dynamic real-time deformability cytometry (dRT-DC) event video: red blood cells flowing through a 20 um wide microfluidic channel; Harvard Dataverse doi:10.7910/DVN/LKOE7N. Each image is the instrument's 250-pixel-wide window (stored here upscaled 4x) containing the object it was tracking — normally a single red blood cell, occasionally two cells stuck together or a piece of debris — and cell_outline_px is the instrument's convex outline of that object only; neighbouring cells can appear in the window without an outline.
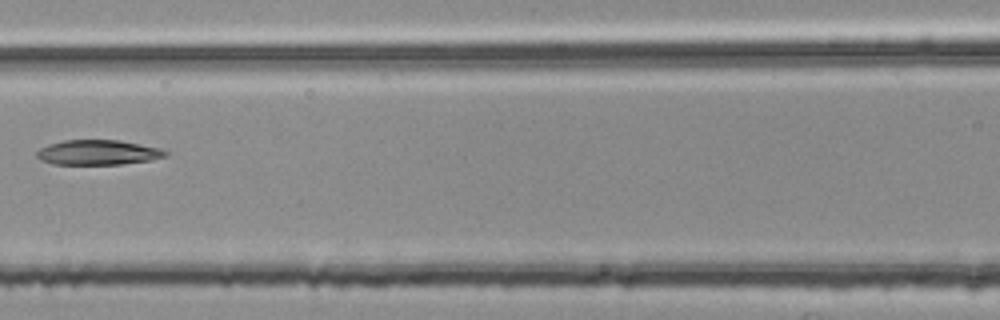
{"species": "common noctule bat (a hibernating species)", "species_latin": "Nyctalus noctula", "temperature_condition": "room temperature", "stored_images_in_passage": 5, "camera_frame_rate_fps": 3000, "um_per_image_px": 0.085, "animal": {"sex": "female", "body_mass_g": 25.1}, "frame": {"image": 1, "passage_image": 5, "time_ms": 1.333, "image_size_px": [1000, 320], "cell_outline_px": [[168, 156], [148, 160], [120, 164], [52, 164], [40, 160], [36, 156], [36, 152], [40, 148], [48, 144], [64, 140], [120, 140], [160, 148], [168, 152]], "centroid_in_image_um": [8.3, 12.95], "position_along_channel_um": 158.3, "area_um2": 18.67}}